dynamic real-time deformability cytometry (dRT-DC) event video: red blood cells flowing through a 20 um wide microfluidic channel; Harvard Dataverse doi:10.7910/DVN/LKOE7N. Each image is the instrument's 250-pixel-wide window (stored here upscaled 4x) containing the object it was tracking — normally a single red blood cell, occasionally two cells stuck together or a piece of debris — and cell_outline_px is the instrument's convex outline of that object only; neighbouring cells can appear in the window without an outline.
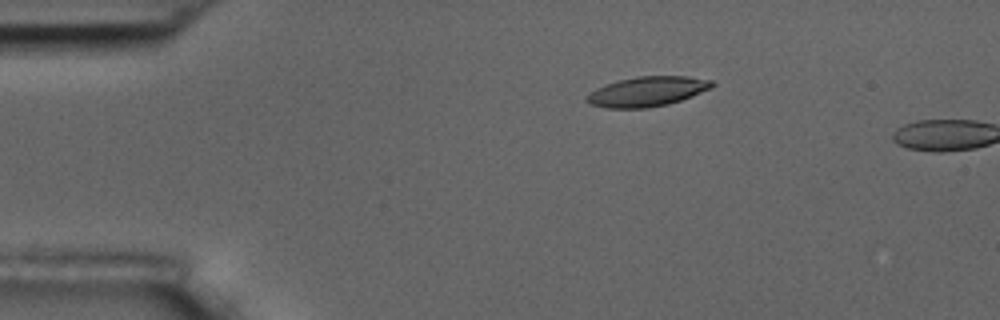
{"species": "common noctule bat (a hibernating species)", "species_latin": "Nyctalus noctula", "temperature_condition": "room temperature", "stored_images_in_passage": 3, "camera_frame_rate_fps": 3000, "um_per_image_px": 0.085, "animal": {"sex": "male", "body_mass_g": 17.5, "forearm_length_mm": 52.3}, "frame": {"image": 1, "passage_image": 2, "time_ms": 1.0, "image_size_px": [1000, 320], "cell_outline_px": [[716, 84], [712, 88], [692, 96], [668, 104], [644, 108], [604, 108], [588, 104], [588, 96], [596, 88], [604, 84], [636, 76], [688, 76], [712, 80]], "centroid_in_image_um": [55.04, 7.77], "position_along_channel_um": 30.0, "area_um2": 21.73}}